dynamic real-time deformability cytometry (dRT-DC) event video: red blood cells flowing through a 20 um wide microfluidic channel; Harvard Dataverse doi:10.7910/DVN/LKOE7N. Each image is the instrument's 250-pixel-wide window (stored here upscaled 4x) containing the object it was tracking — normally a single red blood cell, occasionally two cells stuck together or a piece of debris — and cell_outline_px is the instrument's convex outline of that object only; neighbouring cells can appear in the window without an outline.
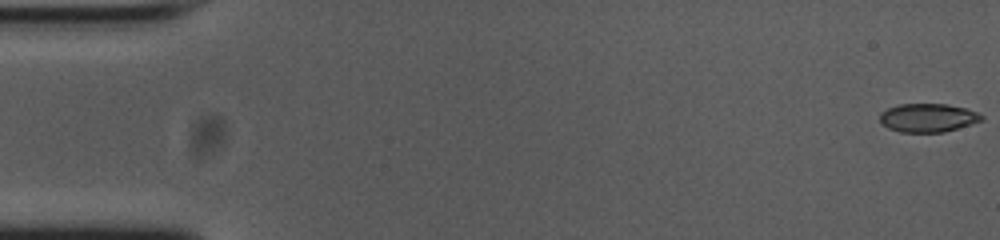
{"species": "common noctule bat (a hibernating species)", "species_latin": "Nyctalus noctula", "temperature_condition": "cold", "stored_images_in_passage": 55, "camera_frame_rate_fps": 3000, "um_per_image_px": 0.085, "animal": {"sex": "female", "body_mass_g": 23.0, "forearm_length_mm": 53.4}, "frame": {"image": 1, "passage_image": 1, "time_ms": 0.0, "image_size_px": [1000, 240], "cell_outline_px": [[984, 120], [972, 124], [944, 132], [900, 132], [888, 128], [880, 120], [880, 112], [888, 108], [900, 104], [948, 104], [964, 108], [976, 112], [984, 116]], "centroid_in_image_um": [78.89, 10.01], "position_along_channel_um": 6.1, "area_um2": 16.88}}
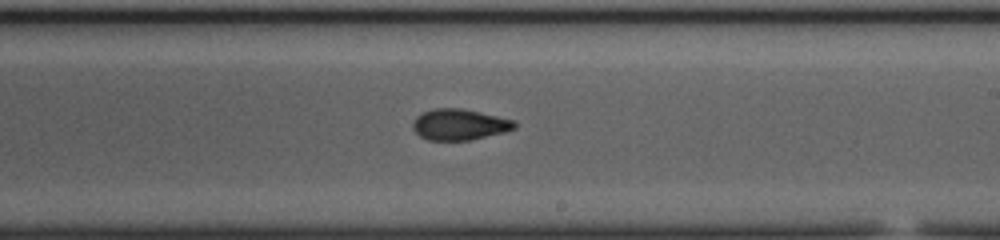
{"frame": {"image": 2, "passage_image": 32, "time_ms": 10.333, "image_size_px": [1000, 240], "cell_outline_px": [[516, 128], [504, 132], [468, 140], [428, 140], [420, 136], [412, 128], [412, 124], [416, 116], [424, 112], [436, 108], [460, 108], [480, 112], [516, 120]], "centroid_in_image_um": [39.06, 10.58], "position_along_channel_um": 249.9, "area_um2": 18.32}}
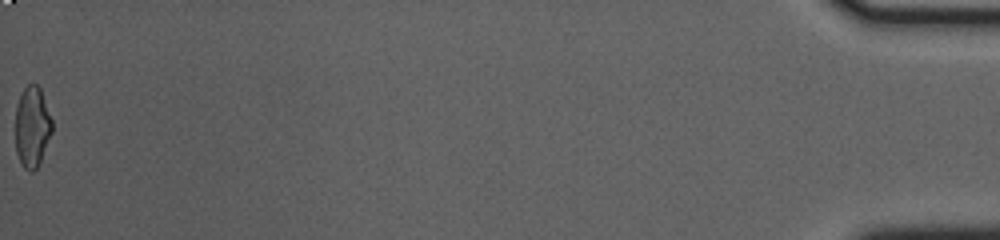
{"frame": {"image": 3, "passage_image": 55, "time_ms": 18.0, "image_size_px": [1000, 240], "cell_outline_px": [[52, 132], [40, 160], [36, 168], [32, 172], [24, 168], [16, 152], [16, 104], [24, 88], [28, 84], [36, 84], [40, 88], [52, 120]], "centroid_in_image_um": [2.73, 10.76], "position_along_channel_um": 432.5, "area_um2": 16.99}, "authors_computed_cell_mechanics": {"area_um2": 18.0336, "velocity_mm_per_s": 3.7573, "shape_relaxation_time_tau1_ms": 4.4826, "shape_relaxation_time_tau2_ms": 1.906, "deformation_change_tau1": 0.1739, "deformation_change_tau2": 0.0781}}